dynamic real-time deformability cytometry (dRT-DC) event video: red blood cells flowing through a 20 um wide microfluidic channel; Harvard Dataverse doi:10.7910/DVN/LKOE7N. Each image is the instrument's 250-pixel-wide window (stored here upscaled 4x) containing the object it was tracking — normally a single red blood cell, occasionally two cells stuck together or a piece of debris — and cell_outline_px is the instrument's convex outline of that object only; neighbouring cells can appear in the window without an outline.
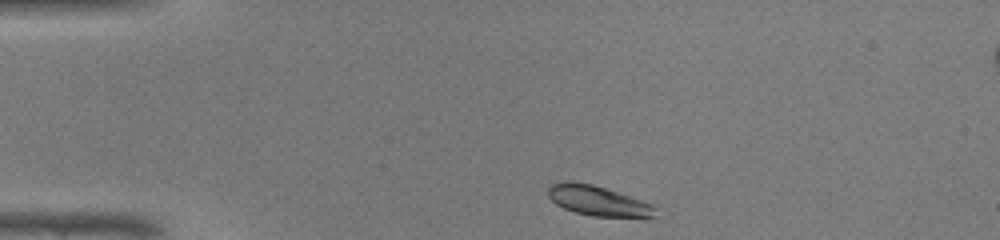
{"species": "common noctule bat (a hibernating species)", "species_latin": "Nyctalus noctula", "temperature_condition": "warm", "stored_images_in_passage": 38, "camera_frame_rate_fps": 3000, "um_per_image_px": 0.085, "animal": {"sex": "male", "body_mass_g": 19.0, "forearm_length_mm": 50.8}, "frame": {"image": 1, "passage_image": 1, "time_ms": 0.0, "image_size_px": [1000, 240], "cell_outline_px": [[656, 208], [652, 216], [648, 220], [644, 220], [592, 216], [576, 212], [564, 208], [556, 204], [548, 196], [548, 188], [552, 184], [568, 180], [592, 184], [652, 204]], "centroid_in_image_um": [50.88, 17.11], "position_along_channel_um": 34.1, "area_um2": 19.07}}
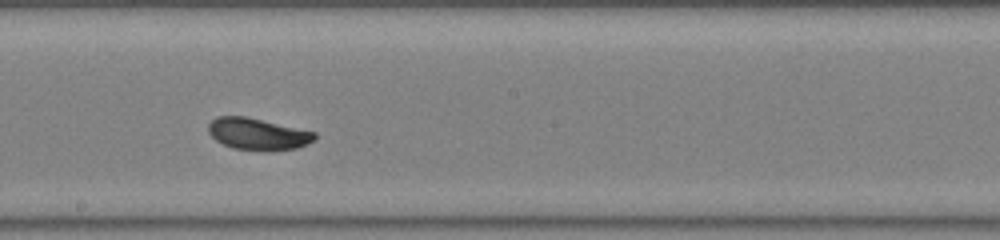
{"frame": {"image": 2, "passage_image": 18, "time_ms": 5.667, "image_size_px": [1000, 240], "cell_outline_px": [[316, 140], [296, 148], [272, 152], [268, 152], [232, 148], [216, 140], [208, 132], [208, 124], [212, 120], [220, 116], [244, 116], [316, 132]], "centroid_in_image_um": [21.93, 11.41], "position_along_channel_um": 226.3, "area_um2": 19.77}}
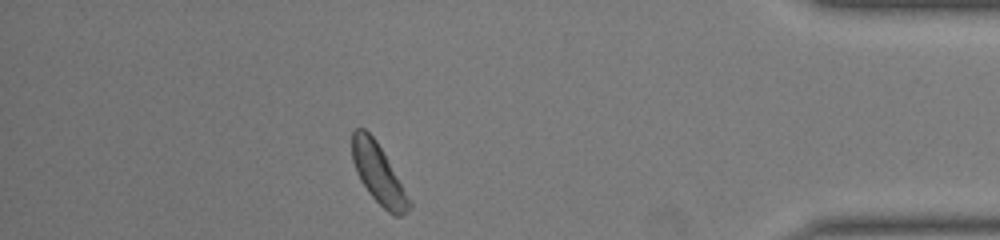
{"frame": {"image": 3, "passage_image": 33, "time_ms": 10.667, "image_size_px": [1000, 240], "cell_outline_px": [[412, 204], [404, 216], [392, 216], [368, 192], [360, 180], [356, 172], [352, 160], [352, 132], [356, 128], [364, 128], [376, 140], [412, 200]], "centroid_in_image_um": [32.18, 14.8], "position_along_channel_um": 403.0, "area_um2": 19.88}, "authors_computed_cell_mechanics": {"area_um2": 19.7676, "velocity_mm_per_s": 4.2846, "shape_relaxation_time_tau1_ms": 2.5415, "shape_relaxation_time_tau2_ms": null, "deformation_change_tau1": 0.1122, "deformation_change_tau2": null}}